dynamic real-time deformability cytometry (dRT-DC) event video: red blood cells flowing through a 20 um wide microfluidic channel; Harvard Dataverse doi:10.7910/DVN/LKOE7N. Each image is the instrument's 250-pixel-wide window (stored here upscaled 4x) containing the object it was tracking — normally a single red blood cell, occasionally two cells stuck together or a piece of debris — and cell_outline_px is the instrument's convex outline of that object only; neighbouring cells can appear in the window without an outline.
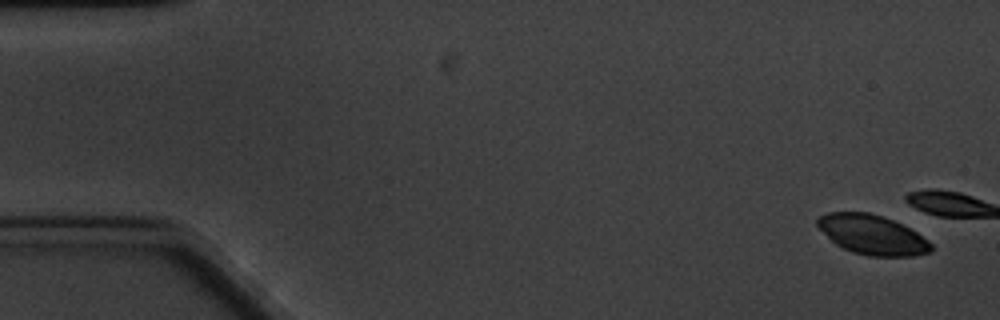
{"species": "common noctule bat (a hibernating species)", "species_latin": "Nyctalus noctula", "temperature_condition": "cold", "stored_images_in_passage": 6, "camera_frame_rate_fps": 3000, "um_per_image_px": 0.085, "animal": {"sex": "male", "body_mass_g": 20.1, "forearm_length_mm": 53.5}, "frame": {"image": 1, "passage_image": 1, "time_ms": 0.0, "image_size_px": [1000, 320], "cell_outline_px": [[932, 252], [912, 256], [868, 256], [852, 252], [836, 244], [816, 224], [816, 220], [820, 216], [828, 212], [868, 212], [884, 216], [916, 232], [928, 240], [932, 244]], "centroid_in_image_um": [74.16, 19.95], "position_along_channel_um": 10.8, "area_um2": 26.01}}
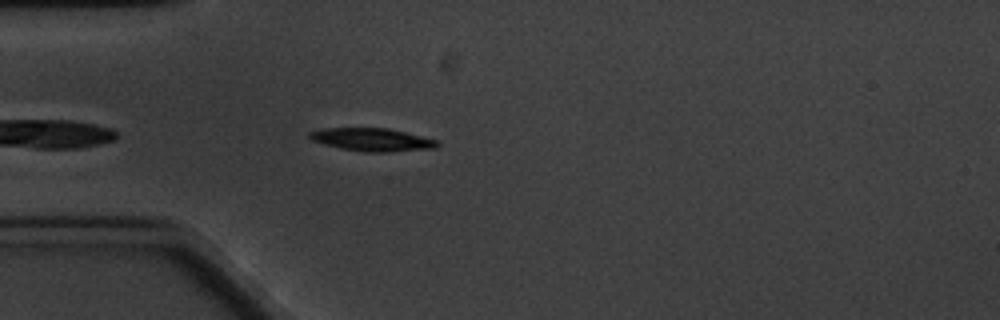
{"frame": {"image": 2, "passage_image": 6, "time_ms": 6.0, "image_size_px": [1000, 320], "cell_outline_px": [[440, 144], [436, 148], [388, 152], [364, 152], [340, 148], [324, 144], [312, 140], [308, 136], [308, 132], [324, 128], [388, 128], [440, 140]], "centroid_in_image_um": [31.67, 11.87], "position_along_channel_um": 53.3, "area_um2": 17.22}}